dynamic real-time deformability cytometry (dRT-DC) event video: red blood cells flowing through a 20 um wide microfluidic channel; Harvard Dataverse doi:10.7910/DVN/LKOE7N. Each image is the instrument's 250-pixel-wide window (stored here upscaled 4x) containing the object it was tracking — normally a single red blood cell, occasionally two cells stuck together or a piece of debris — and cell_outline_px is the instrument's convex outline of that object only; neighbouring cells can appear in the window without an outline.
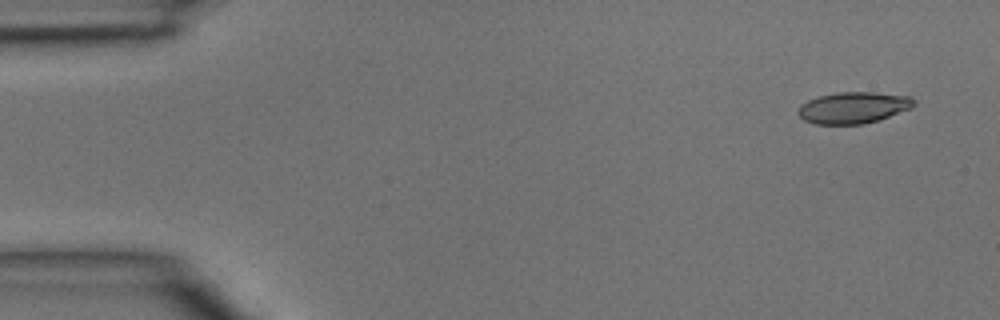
{"species": "common noctule bat (a hibernating species)", "species_latin": "Nyctalus noctula", "temperature_condition": "room temperature", "stored_images_in_passage": 4, "camera_frame_rate_fps": 3000, "um_per_image_px": 0.085, "animal": {"sex": "male", "body_mass_g": 15.6}, "frame": {"image": 1, "passage_image": 1, "time_ms": 0.0, "image_size_px": [1000, 320], "cell_outline_px": [[916, 104], [912, 108], [880, 120], [864, 124], [816, 124], [804, 120], [796, 112], [800, 104], [808, 100], [820, 96], [836, 92], [872, 92], [912, 96], [916, 100]], "centroid_in_image_um": [72.57, 9.15], "position_along_channel_um": 12.4, "area_um2": 21.5}}
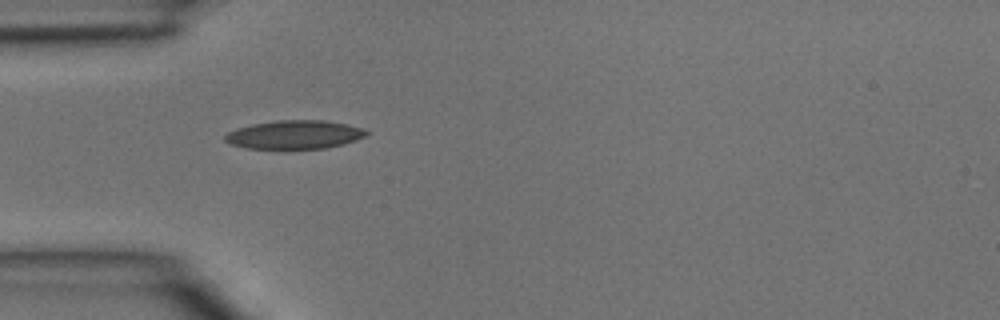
{"frame": {"image": 2, "passage_image": 4, "time_ms": 1.0, "image_size_px": [1000, 320], "cell_outline_px": [[368, 132], [364, 136], [356, 140], [344, 144], [324, 148], [248, 148], [232, 144], [224, 140], [224, 136], [228, 132], [236, 128], [252, 124], [276, 120], [324, 120], [348, 124], [360, 128]], "centroid_in_image_um": [25.02, 11.43], "position_along_channel_um": 60.0, "area_um2": 23.29}}